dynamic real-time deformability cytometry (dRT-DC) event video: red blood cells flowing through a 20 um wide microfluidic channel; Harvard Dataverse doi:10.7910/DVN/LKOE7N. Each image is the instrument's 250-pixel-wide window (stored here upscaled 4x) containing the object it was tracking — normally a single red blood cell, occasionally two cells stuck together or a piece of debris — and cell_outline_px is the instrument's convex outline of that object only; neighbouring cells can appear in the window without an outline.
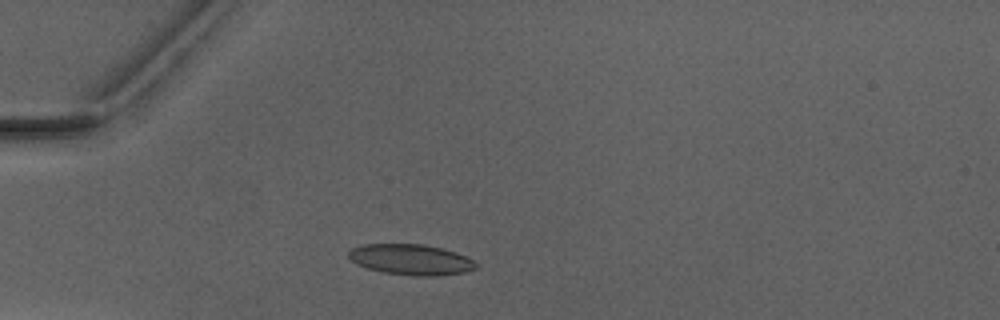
{"species": "Egyptian fruit bat (a non-hibernating species)", "species_latin": "Rousettus aegyptiacus", "temperature_condition": "warm", "stored_images_in_passage": 3, "camera_frame_rate_fps": 3000, "um_per_image_px": 0.085, "animal": {"sex": "male"}, "frame": {"image": 1, "passage_image": 2, "time_ms": 1.333, "image_size_px": [1000, 320], "cell_outline_px": [[476, 268], [464, 272], [432, 276], [416, 276], [384, 272], [368, 268], [356, 264], [348, 256], [348, 252], [352, 248], [364, 244], [424, 244], [456, 252], [472, 260], [476, 264]], "centroid_in_image_um": [34.9, 22.06], "position_along_channel_um": 50.1, "area_um2": 22.48}}